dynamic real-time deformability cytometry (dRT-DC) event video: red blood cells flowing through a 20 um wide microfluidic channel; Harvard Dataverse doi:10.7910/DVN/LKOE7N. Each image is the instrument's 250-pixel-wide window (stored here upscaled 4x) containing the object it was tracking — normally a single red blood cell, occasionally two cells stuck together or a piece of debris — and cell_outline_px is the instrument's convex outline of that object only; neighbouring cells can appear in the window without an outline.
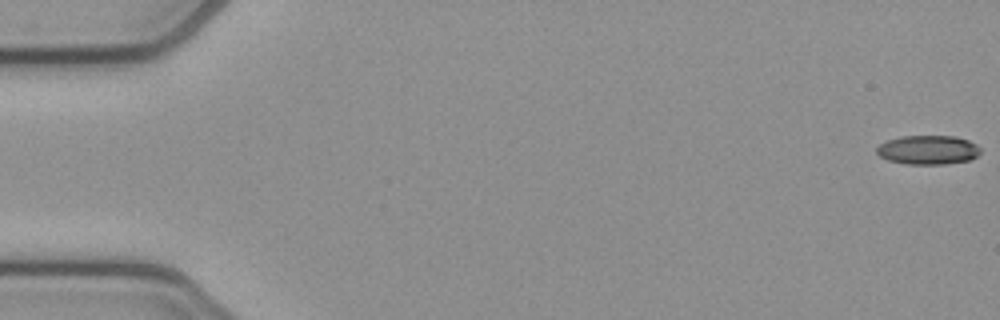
{"species": "common noctule bat (a hibernating species)", "species_latin": "Nyctalus noctula", "temperature_condition": "cold", "stored_images_in_passage": 13, "camera_frame_rate_fps": 3000, "um_per_image_px": 0.085, "animal": {"sex": "female", "body_mass_g": 21.9}, "frame": {"image": 1, "passage_image": 1, "time_ms": 0.0, "image_size_px": [1000, 320], "cell_outline_px": [[980, 152], [976, 156], [968, 160], [944, 164], [904, 164], [888, 160], [880, 156], [876, 152], [876, 148], [880, 144], [888, 140], [900, 136], [956, 136], [968, 140], [976, 144], [980, 148]], "centroid_in_image_um": [78.87, 12.74], "position_along_channel_um": 6.1, "area_um2": 17.57}}